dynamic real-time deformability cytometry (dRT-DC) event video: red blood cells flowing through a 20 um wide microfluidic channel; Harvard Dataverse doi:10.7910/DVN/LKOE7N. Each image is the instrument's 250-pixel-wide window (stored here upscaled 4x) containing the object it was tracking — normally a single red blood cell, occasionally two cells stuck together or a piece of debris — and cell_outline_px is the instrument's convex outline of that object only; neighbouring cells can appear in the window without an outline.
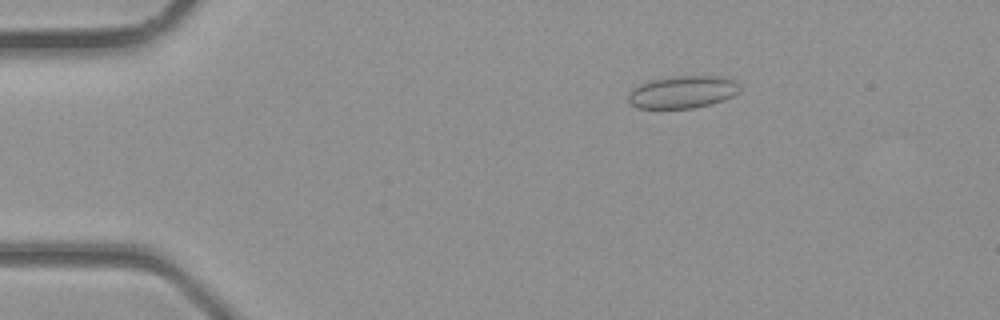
{"species": "common noctule bat (a hibernating species)", "species_latin": "Nyctalus noctula", "temperature_condition": "room temperature", "stored_images_in_passage": 38, "camera_frame_rate_fps": 3000, "um_per_image_px": 0.085, "animal": {"sex": "male", "body_mass_g": 23.1, "forearm_length_mm": 52.7}, "frame": {"image": 1, "passage_image": 7, "time_ms": 2.0, "image_size_px": [1000, 320], "cell_outline_px": [[740, 92], [724, 100], [712, 104], [692, 108], [636, 108], [628, 100], [628, 92], [632, 88], [640, 84], [652, 80], [668, 76], [724, 76], [732, 80], [740, 88]], "centroid_in_image_um": [58.01, 7.82], "position_along_channel_um": 27.0, "area_um2": 21.15}}
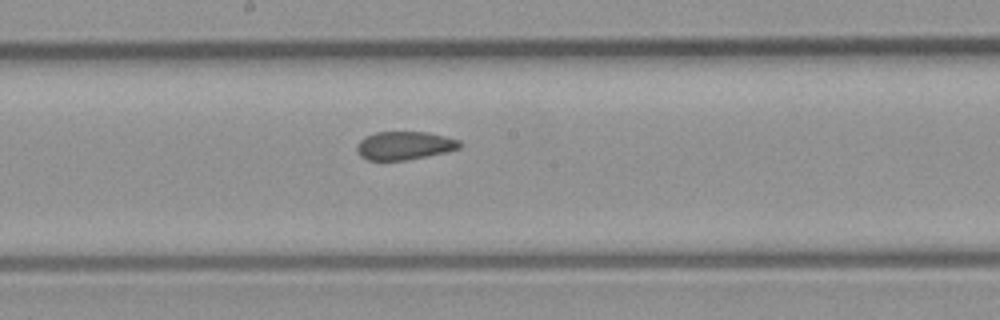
{"frame": {"image": 2, "passage_image": 21, "time_ms": 6.667, "image_size_px": [1000, 320], "cell_outline_px": [[460, 148], [444, 152], [404, 160], [368, 160], [360, 156], [356, 152], [356, 148], [360, 140], [376, 132], [428, 132], [460, 140]], "centroid_in_image_um": [34.35, 12.37], "position_along_channel_um": 213.8, "area_um2": 16.7}}
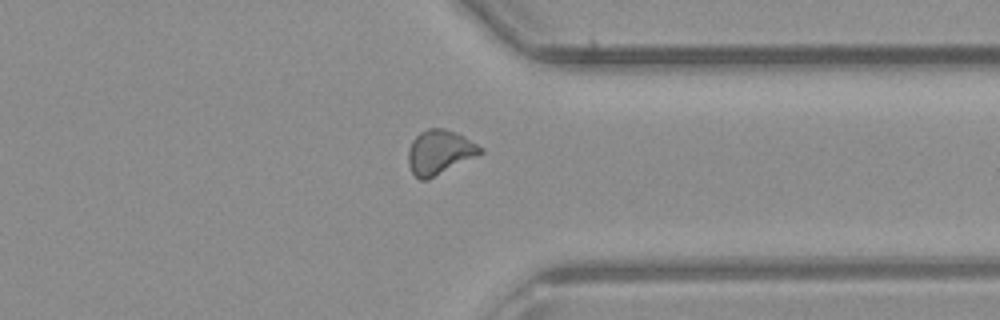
{"frame": {"image": 3, "passage_image": 30, "time_ms": 9.667, "image_size_px": [1000, 320], "cell_outline_px": [[484, 152], [428, 180], [420, 180], [412, 172], [408, 164], [408, 152], [412, 140], [420, 132], [428, 128], [444, 128], [464, 136], [484, 148]], "centroid_in_image_um": [37.36, 12.93], "position_along_channel_um": 374.0, "area_um2": 18.61}}